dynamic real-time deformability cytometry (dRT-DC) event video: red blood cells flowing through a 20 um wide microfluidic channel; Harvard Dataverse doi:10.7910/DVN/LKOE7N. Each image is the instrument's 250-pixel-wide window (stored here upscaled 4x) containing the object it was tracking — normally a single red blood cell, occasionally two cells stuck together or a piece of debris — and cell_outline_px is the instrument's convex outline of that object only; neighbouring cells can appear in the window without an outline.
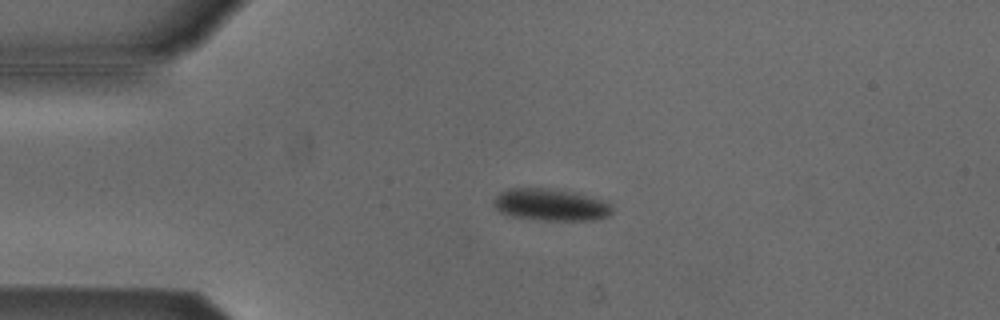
{"species": "Egyptian fruit bat (a non-hibernating species)", "species_latin": "Rousettus aegyptiacus", "temperature_condition": "cold", "stored_images_in_passage": 42, "camera_frame_rate_fps": 3000, "um_per_image_px": 0.085, "animal": {"sex": "male"}, "frame": {"image": 1, "passage_image": 1, "time_ms": 0.0, "image_size_px": [1000, 320], "cell_outline_px": [[612, 212], [608, 216], [600, 220], [544, 220], [512, 216], [500, 212], [492, 204], [492, 200], [500, 192], [508, 188], [540, 188], [568, 192], [600, 200], [608, 204], [612, 208]], "centroid_in_image_um": [46.74, 17.42], "position_along_channel_um": 38.3, "area_um2": 21.62}}
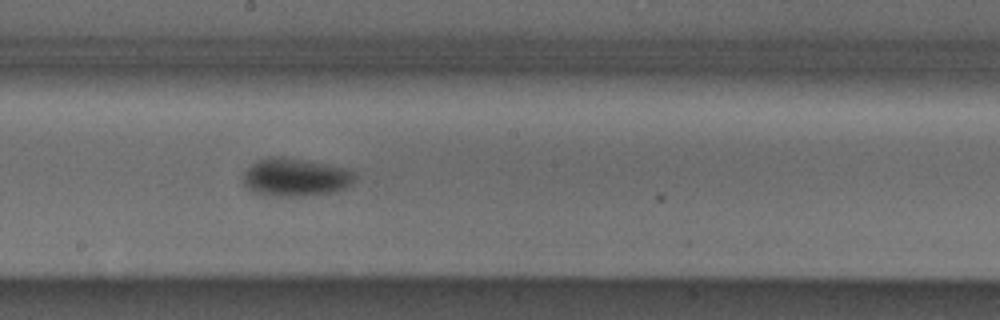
{"frame": {"image": 2, "passage_image": 18, "time_ms": 5.667, "image_size_px": [1000, 320], "cell_outline_px": [[356, 180], [352, 184], [344, 188], [332, 192], [296, 196], [272, 196], [252, 192], [244, 184], [244, 172], [252, 164], [268, 156], [284, 156], [348, 168], [352, 172]], "centroid_in_image_um": [25.11, 15.06], "position_along_channel_um": 223.1, "area_um2": 24.68}}
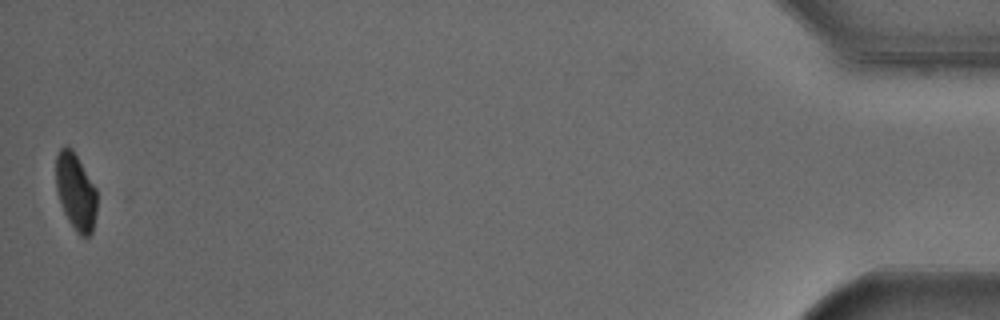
{"frame": {"image": 3, "passage_image": 42, "time_ms": 13.667, "image_size_px": [1000, 320], "cell_outline_px": [[96, 212], [92, 232], [88, 236], [80, 236], [76, 232], [68, 220], [64, 212], [56, 188], [56, 156], [60, 148], [64, 144], [72, 148], [96, 188]], "centroid_in_image_um": [6.43, 16.27], "position_along_channel_um": 428.8, "area_um2": 18.26}}